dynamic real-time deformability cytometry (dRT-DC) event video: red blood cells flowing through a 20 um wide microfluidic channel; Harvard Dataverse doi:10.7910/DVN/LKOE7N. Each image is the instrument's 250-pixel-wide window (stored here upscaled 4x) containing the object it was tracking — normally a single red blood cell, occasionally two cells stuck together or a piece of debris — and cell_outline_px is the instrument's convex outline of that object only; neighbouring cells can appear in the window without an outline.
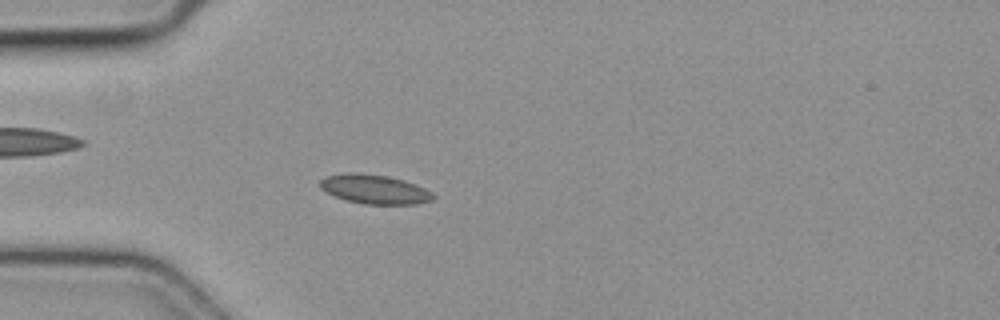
{"species": "common noctule bat (a hibernating species)", "species_latin": "Nyctalus noctula", "temperature_condition": "cold", "stored_images_in_passage": 51, "camera_frame_rate_fps": 3000, "um_per_image_px": 0.085, "animal": {"sex": "female", "body_mass_g": 19.3, "forearm_length_mm": 54.1}, "frame": {"image": 1, "passage_image": 13, "time_ms": 4.0, "image_size_px": [1000, 320], "cell_outline_px": [[436, 196], [432, 200], [416, 204], [364, 204], [344, 200], [332, 196], [320, 188], [320, 180], [324, 176], [348, 172], [356, 172], [384, 176], [404, 180], [416, 184], [432, 192]], "centroid_in_image_um": [31.8, 16.09], "position_along_channel_um": 53.2, "area_um2": 19.42}}
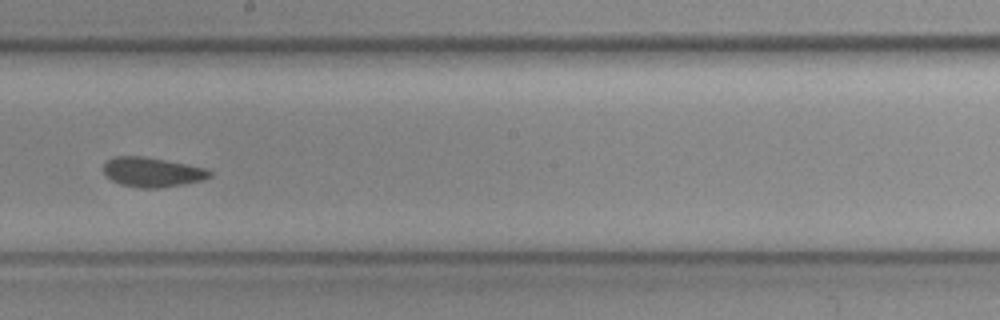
{"frame": {"image": 2, "passage_image": 28, "time_ms": 9.0, "image_size_px": [1000, 320], "cell_outline_px": [[212, 176], [204, 180], [184, 184], [160, 188], [140, 188], [120, 184], [104, 176], [104, 164], [108, 160], [116, 156], [144, 156], [208, 168], [212, 172]], "centroid_in_image_um": [12.97, 14.63], "position_along_channel_um": 235.2, "area_um2": 18.5}}
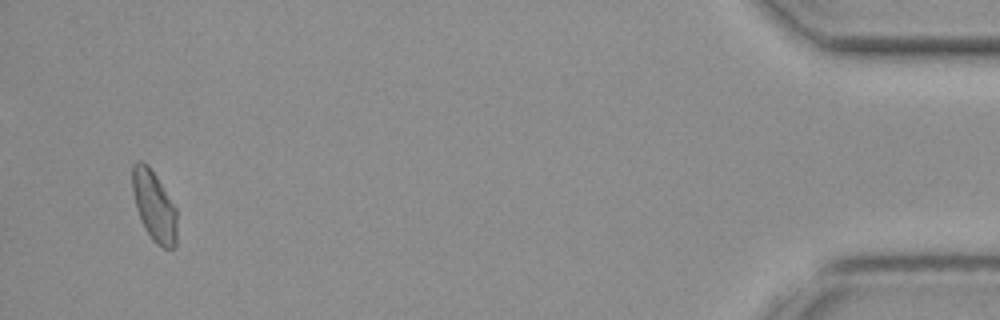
{"frame": {"image": 3, "passage_image": 49, "time_ms": 16.0, "image_size_px": [1000, 320], "cell_outline_px": [[176, 248], [164, 248], [156, 244], [152, 240], [144, 228], [140, 220], [136, 208], [132, 188], [132, 164], [136, 160], [140, 160], [148, 164], [156, 176], [176, 208]], "centroid_in_image_um": [13.08, 17.51], "position_along_channel_um": 422.1, "area_um2": 18.38}}